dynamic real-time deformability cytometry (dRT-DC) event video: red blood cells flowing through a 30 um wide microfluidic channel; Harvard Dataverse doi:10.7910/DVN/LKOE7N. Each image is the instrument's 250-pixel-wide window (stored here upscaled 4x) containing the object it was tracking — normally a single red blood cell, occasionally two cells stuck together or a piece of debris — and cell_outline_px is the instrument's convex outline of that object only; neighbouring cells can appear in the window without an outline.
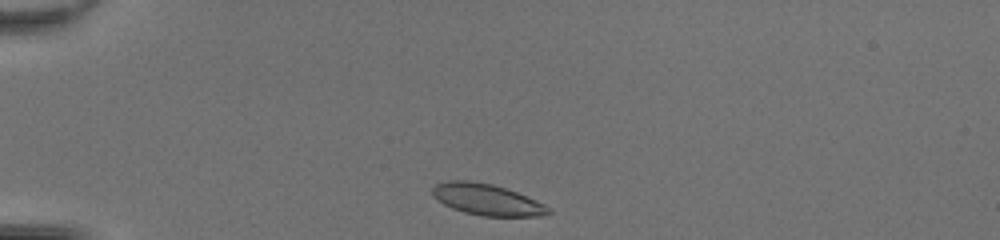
{"species": "common noctule bat (a hibernating species)", "species_latin": "Nyctalus noctula", "temperature_condition": "room temperature", "stored_images_in_passage": 33, "camera_frame_rate_fps": 3000, "um_per_image_px": 0.085, "animal": {"sex": "female", "body_mass_g": 20.0, "forearm_length_mm": 54.0}, "frame": {"image": 1, "passage_image": 1, "time_ms": 0.0, "image_size_px": [1000, 240], "cell_outline_px": [[552, 212], [544, 216], [480, 216], [464, 212], [452, 208], [436, 200], [432, 196], [432, 188], [436, 184], [448, 180], [468, 180], [492, 184], [516, 192], [544, 204]], "centroid_in_image_um": [41.35, 16.97], "position_along_channel_um": 43.7, "area_um2": 21.1}}
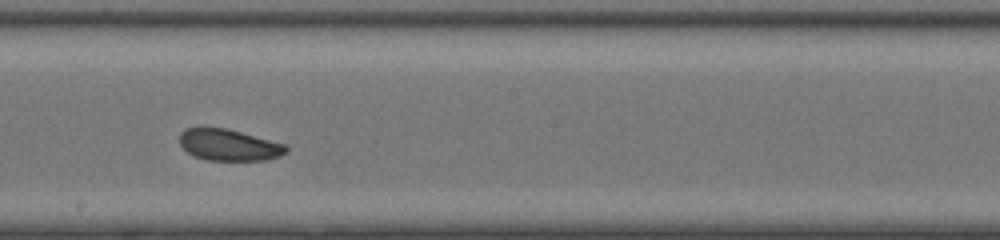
{"frame": {"image": 2, "passage_image": 17, "time_ms": 5.333, "image_size_px": [1000, 240], "cell_outline_px": [[288, 152], [280, 156], [268, 160], [204, 160], [192, 156], [180, 144], [180, 132], [184, 128], [204, 124], [224, 128], [288, 144]], "centroid_in_image_um": [19.43, 12.29], "position_along_channel_um": 228.8, "area_um2": 20.23}}
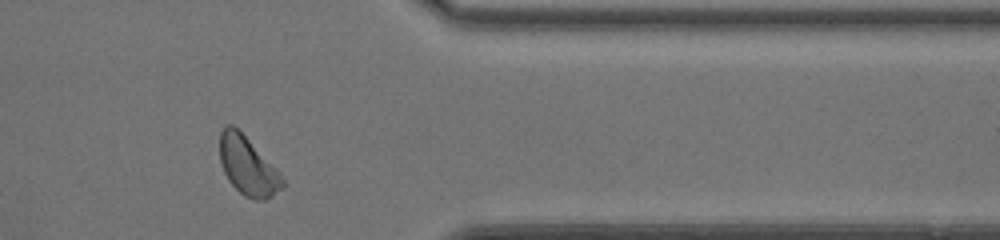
{"frame": {"image": 3, "passage_image": 29, "time_ms": 9.333, "image_size_px": [1000, 240], "cell_outline_px": [[284, 188], [272, 196], [264, 200], [256, 200], [244, 196], [228, 180], [224, 172], [220, 160], [220, 132], [228, 124], [232, 124], [248, 140], [284, 180]], "centroid_in_image_um": [21.03, 14.15], "position_along_channel_um": 390.4, "area_um2": 20.58}, "authors_computed_cell_mechanics": {"area_um2": 20.3456, "velocity_mm_per_s": 4.2918, "shape_relaxation_time_tau1_ms": 3.33, "shape_relaxation_time_tau2_ms": 4.9386, "deformation_change_tau1": 0.0971, "deformation_change_tau2": 0.1002}}